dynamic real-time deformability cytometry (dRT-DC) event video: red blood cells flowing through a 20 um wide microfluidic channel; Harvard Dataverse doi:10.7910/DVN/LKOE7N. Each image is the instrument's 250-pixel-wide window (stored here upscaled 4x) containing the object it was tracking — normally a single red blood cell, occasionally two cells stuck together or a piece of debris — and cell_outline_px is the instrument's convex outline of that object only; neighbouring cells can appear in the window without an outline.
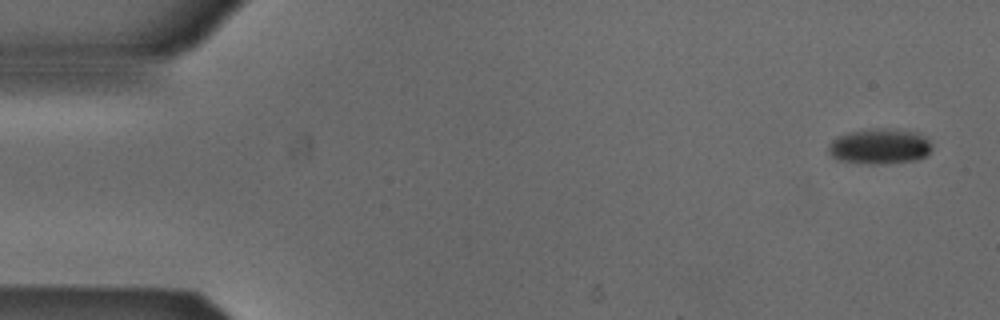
{"species": "Egyptian fruit bat (a non-hibernating species)", "species_latin": "Rousettus aegyptiacus", "temperature_condition": "cold", "stored_images_in_passage": 4, "segment_of_instrument_passage": [2, 2], "camera_frame_rate_fps": 3000, "um_per_image_px": 0.085, "animal": {"sex": "male"}, "frame": {"image": 1, "passage_image": 4, "time_ms": 1.0, "image_size_px": [1000, 320], "cell_outline_px": [[932, 148], [928, 156], [916, 160], [880, 164], [872, 164], [836, 160], [828, 152], [828, 144], [836, 136], [852, 132], [908, 132], [924, 136], [928, 140]], "centroid_in_image_um": [74.73, 12.53], "position_along_channel_um": 10.3, "area_um2": 20.23}}